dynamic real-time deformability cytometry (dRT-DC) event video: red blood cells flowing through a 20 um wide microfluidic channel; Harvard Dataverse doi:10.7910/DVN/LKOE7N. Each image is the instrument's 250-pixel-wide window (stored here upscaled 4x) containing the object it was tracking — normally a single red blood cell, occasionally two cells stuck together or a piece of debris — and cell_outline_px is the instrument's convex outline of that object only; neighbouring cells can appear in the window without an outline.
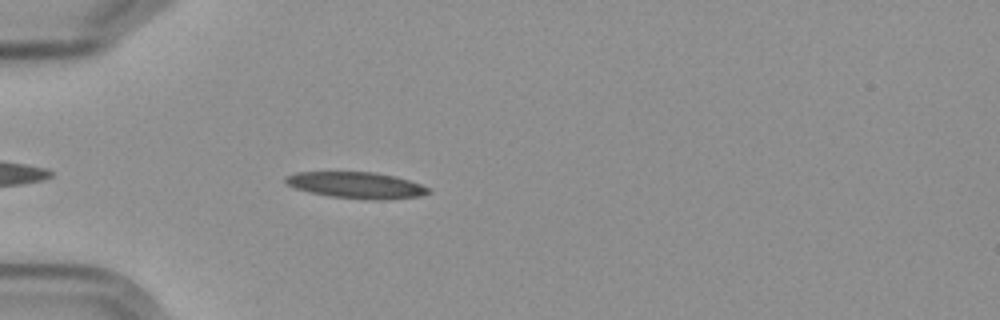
{"species": "Egyptian fruit bat (a non-hibernating species)", "species_latin": "Rousettus aegyptiacus", "temperature_condition": "cold", "stored_images_in_passage": 6, "camera_frame_rate_fps": 3000, "um_per_image_px": 0.085, "frame": {"image": 1, "passage_image": 6, "time_ms": 5.667, "image_size_px": [1000, 320], "cell_outline_px": [[432, 192], [420, 196], [384, 200], [368, 200], [328, 196], [308, 192], [296, 188], [288, 184], [284, 180], [284, 176], [296, 172], [372, 172], [396, 176], [420, 184], [428, 188]], "centroid_in_image_um": [30.28, 15.75], "position_along_channel_um": 54.7, "area_um2": 22.02}}